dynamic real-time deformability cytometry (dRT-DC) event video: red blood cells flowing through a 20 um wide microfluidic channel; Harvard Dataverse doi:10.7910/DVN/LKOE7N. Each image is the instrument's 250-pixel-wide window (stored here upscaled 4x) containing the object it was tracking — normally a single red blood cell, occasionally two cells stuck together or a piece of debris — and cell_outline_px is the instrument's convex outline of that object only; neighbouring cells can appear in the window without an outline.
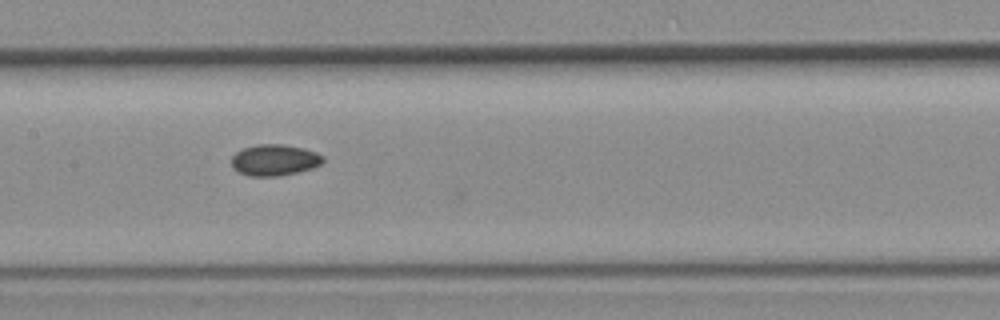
{"species": "common noctule bat (a hibernating species)", "species_latin": "Nyctalus noctula", "temperature_condition": "room temperature", "stored_images_in_passage": 17, "camera_frame_rate_fps": 3000, "um_per_image_px": 0.085, "animal": {"sex": "female", "body_mass_g": 19.3, "forearm_length_mm": 54.1}, "frame": {"image": 1, "passage_image": 10, "time_ms": 3.0, "image_size_px": [1000, 320], "cell_outline_px": [[324, 160], [320, 164], [312, 168], [280, 176], [248, 176], [232, 168], [232, 156], [236, 152], [244, 148], [256, 144], [280, 144], [304, 148], [316, 152], [324, 156]], "centroid_in_image_um": [23.33, 13.6], "position_along_channel_um": 184.1, "area_um2": 16.65}}